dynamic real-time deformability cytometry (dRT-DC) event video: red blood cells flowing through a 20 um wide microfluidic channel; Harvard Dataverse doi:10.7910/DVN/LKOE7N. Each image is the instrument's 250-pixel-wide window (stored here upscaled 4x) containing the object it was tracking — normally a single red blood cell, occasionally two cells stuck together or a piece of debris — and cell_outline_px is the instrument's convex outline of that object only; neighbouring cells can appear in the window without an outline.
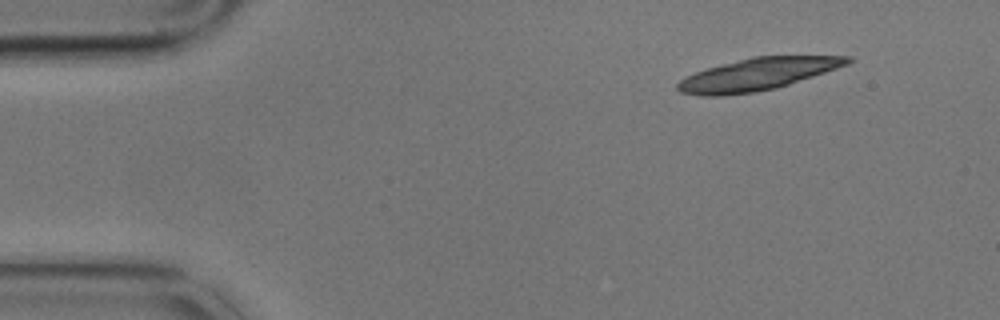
{"species": "common noctule bat (a hibernating species)", "species_latin": "Nyctalus noctula", "temperature_condition": "cold", "stored_images_in_passage": 5, "camera_frame_rate_fps": 3000, "um_per_image_px": 0.085, "animal": {"sex": "male", "body_mass_g": 17.9}, "frame": {"image": 1, "passage_image": 1, "time_ms": 0.0, "image_size_px": [1000, 320], "cell_outline_px": [[852, 60], [848, 64], [776, 88], [756, 92], [724, 96], [700, 96], [680, 92], [676, 88], [676, 84], [680, 80], [696, 72], [708, 68], [752, 56], [852, 56]], "centroid_in_image_um": [64.35, 6.32], "position_along_channel_um": 20.7, "area_um2": 31.5}}